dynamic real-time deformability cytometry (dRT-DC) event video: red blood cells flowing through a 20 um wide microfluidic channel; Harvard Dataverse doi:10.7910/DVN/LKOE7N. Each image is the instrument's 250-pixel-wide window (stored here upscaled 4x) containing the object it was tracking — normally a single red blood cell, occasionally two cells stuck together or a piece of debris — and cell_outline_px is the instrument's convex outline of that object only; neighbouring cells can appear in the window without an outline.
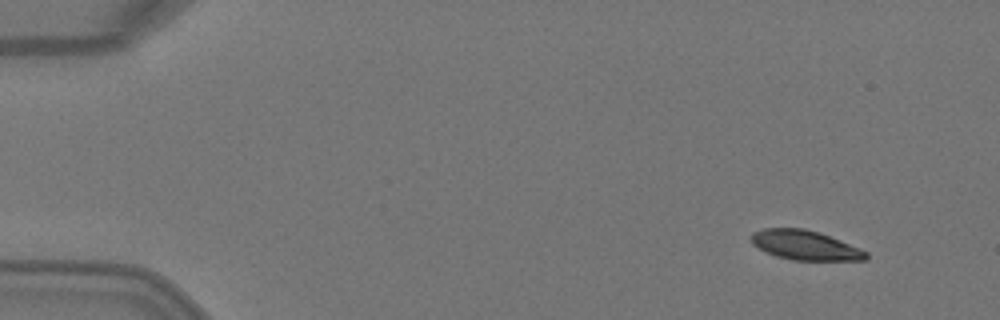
{"species": "Egyptian fruit bat (a non-hibernating species)", "species_latin": "Rousettus aegyptiacus", "temperature_condition": "warm", "stored_images_in_passage": 4, "camera_frame_rate_fps": 3000, "um_per_image_px": 0.085, "animal": {"sex": "female"}, "frame": {"image": 1, "passage_image": 1, "time_ms": 0.0, "image_size_px": [1000, 320], "cell_outline_px": [[868, 260], [792, 260], [776, 256], [752, 244], [748, 236], [752, 232], [764, 228], [804, 228], [828, 236], [860, 248], [868, 252]], "centroid_in_image_um": [68.4, 20.84], "position_along_channel_um": 16.6, "area_um2": 19.65}}
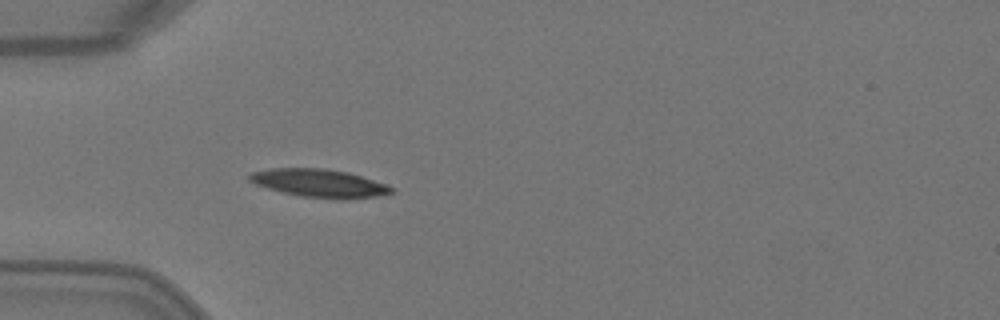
{"frame": {"image": 2, "passage_image": 4, "time_ms": 1.0, "image_size_px": [1000, 320], "cell_outline_px": [[396, 192], [376, 196], [344, 200], [340, 200], [300, 196], [280, 192], [256, 184], [248, 180], [248, 176], [252, 172], [272, 168], [324, 168], [348, 172], [388, 184], [396, 188]], "centroid_in_image_um": [27.2, 15.58], "position_along_channel_um": 57.8, "area_um2": 23.58}}